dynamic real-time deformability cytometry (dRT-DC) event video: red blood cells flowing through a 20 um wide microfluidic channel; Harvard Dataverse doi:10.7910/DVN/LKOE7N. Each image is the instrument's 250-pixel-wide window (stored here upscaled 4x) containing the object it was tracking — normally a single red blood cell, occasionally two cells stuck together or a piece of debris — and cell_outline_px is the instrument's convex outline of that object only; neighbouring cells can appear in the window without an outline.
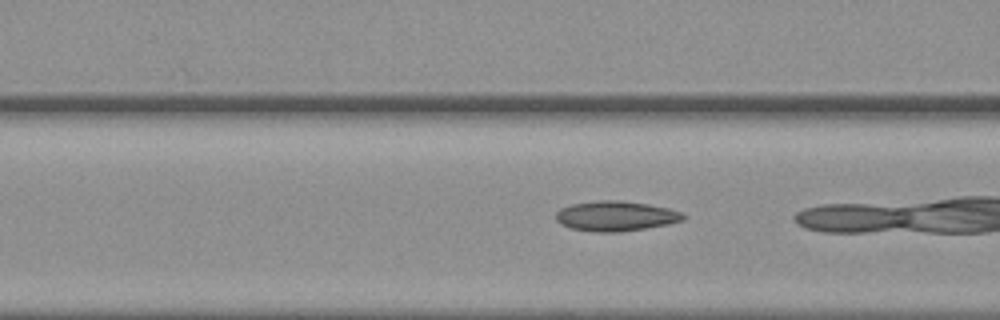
{"species": "common noctule bat (a hibernating species)", "species_latin": "Nyctalus noctula", "temperature_condition": "warm", "stored_images_in_passage": 27, "camera_frame_rate_fps": 3000, "um_per_image_px": 0.085, "animal": {"sex": "female", "body_mass_g": 19.3, "forearm_length_mm": 54.1}, "frame": {"image": 1, "passage_image": 5, "time_ms": 1.333, "image_size_px": [1000, 320], "cell_outline_px": [[688, 216], [684, 220], [668, 224], [620, 232], [592, 232], [572, 228], [560, 224], [556, 220], [556, 212], [560, 208], [572, 204], [596, 200], [620, 200], [648, 204], [668, 208], [680, 212]], "centroid_in_image_um": [52.33, 18.36], "position_along_channel_um": 114.3, "area_um2": 22.37}}